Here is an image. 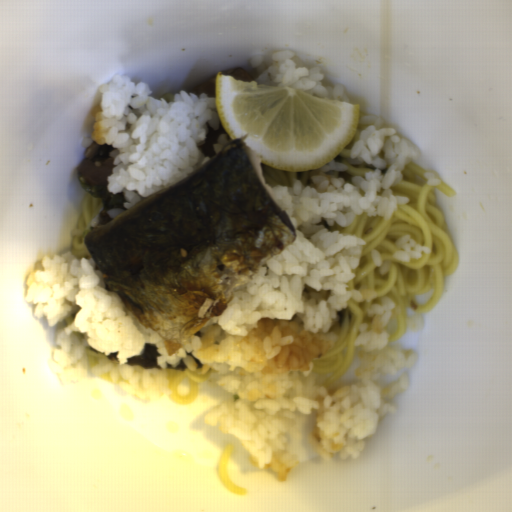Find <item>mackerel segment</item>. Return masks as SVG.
<instances>
[{"label":"mackerel segment","instance_id":"1","mask_svg":"<svg viewBox=\"0 0 512 512\" xmlns=\"http://www.w3.org/2000/svg\"><path fill=\"white\" fill-rule=\"evenodd\" d=\"M199 149L210 158L172 186L139 200L82 243L97 286L115 295L172 354L231 306L233 292L296 238L266 183L257 152L223 126Z\"/></svg>","mask_w":512,"mask_h":512},{"label":"mackerel segment","instance_id":"4","mask_svg":"<svg viewBox=\"0 0 512 512\" xmlns=\"http://www.w3.org/2000/svg\"><path fill=\"white\" fill-rule=\"evenodd\" d=\"M227 76H231L235 80H241V81H248V82H254V79L251 77V75L242 68H236L231 71V73Z\"/></svg>","mask_w":512,"mask_h":512},{"label":"mackerel segment","instance_id":"3","mask_svg":"<svg viewBox=\"0 0 512 512\" xmlns=\"http://www.w3.org/2000/svg\"><path fill=\"white\" fill-rule=\"evenodd\" d=\"M215 81L216 77L193 88L190 92H195L197 98L202 94L205 93L208 95V97H214L216 96V88H215Z\"/></svg>","mask_w":512,"mask_h":512},{"label":"mackerel segment","instance_id":"2","mask_svg":"<svg viewBox=\"0 0 512 512\" xmlns=\"http://www.w3.org/2000/svg\"><path fill=\"white\" fill-rule=\"evenodd\" d=\"M115 150L111 146L98 145L95 141L89 145L84 158L75 168L80 185L90 197L99 198L102 202L101 209H121L127 202L123 193L112 194L108 191V175L113 173L109 152Z\"/></svg>","mask_w":512,"mask_h":512}]
</instances>
